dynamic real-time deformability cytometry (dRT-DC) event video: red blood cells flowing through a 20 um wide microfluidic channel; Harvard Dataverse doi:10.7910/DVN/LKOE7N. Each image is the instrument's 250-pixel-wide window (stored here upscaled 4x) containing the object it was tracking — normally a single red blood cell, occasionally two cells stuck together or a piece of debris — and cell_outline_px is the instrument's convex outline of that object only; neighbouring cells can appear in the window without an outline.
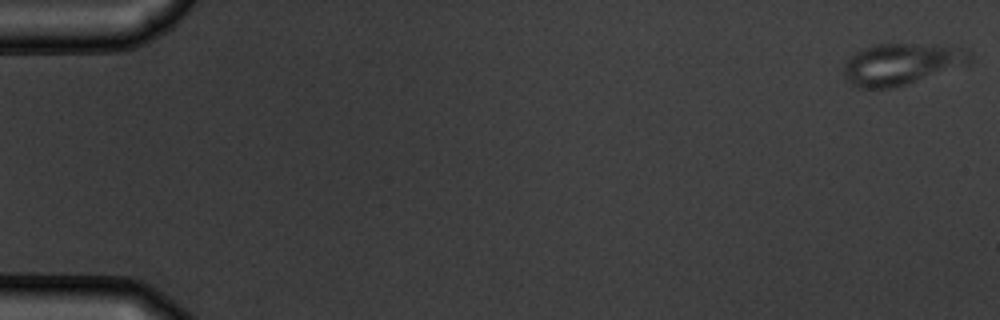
{"species": "common noctule bat (a hibernating species)", "species_latin": "Nyctalus noctula", "temperature_condition": "warm", "stored_images_in_passage": 55, "camera_frame_rate_fps": 3000, "um_per_image_px": 0.085, "animal": {"sex": "male", "body_mass_g": 19.5, "forearm_length_mm": 54.6}, "frame": {"image": 1, "passage_image": 1, "time_ms": 0.0, "image_size_px": [1000, 320], "cell_outline_px": [[972, 60], [968, 64], [892, 88], [860, 88], [844, 80], [844, 64], [856, 52], [876, 44], [932, 44], [964, 48], [972, 56]], "centroid_in_image_um": [76.62, 5.44], "position_along_channel_um": 8.4, "area_um2": 30.17}}
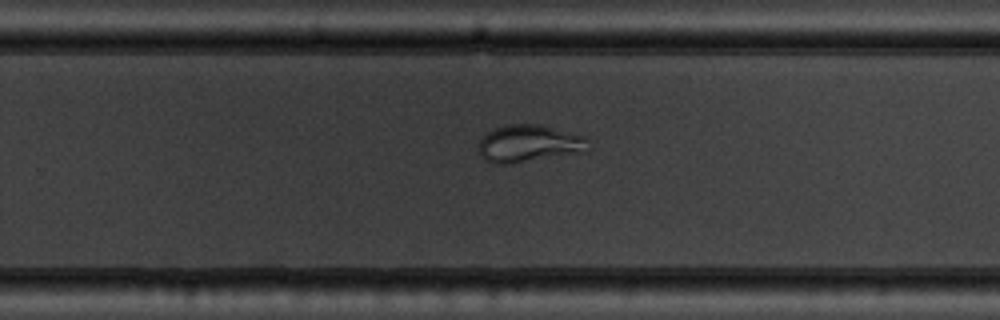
{"frame": {"image": 2, "passage_image": 36, "time_ms": 11.667, "image_size_px": [1000, 320], "cell_outline_px": [[588, 152], [512, 164], [492, 164], [484, 160], [480, 156], [480, 140], [488, 132], [496, 128], [508, 124], [540, 124], [588, 136]], "centroid_in_image_um": [45.03, 12.22], "position_along_channel_um": 284.8, "area_um2": 24.33}}
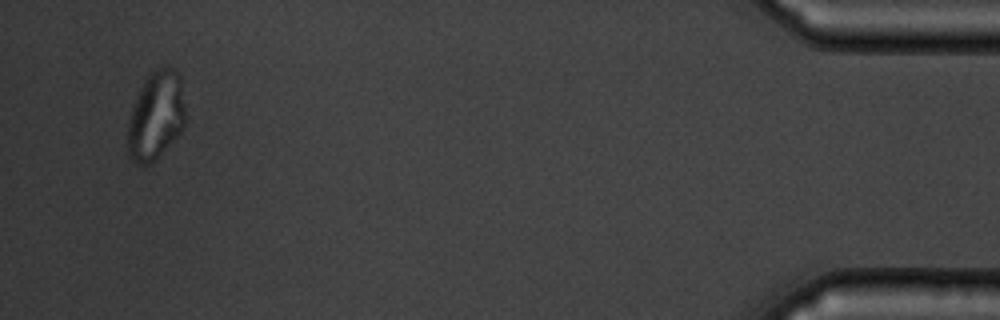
{"frame": {"image": 3, "passage_image": 53, "time_ms": 17.333, "image_size_px": [1000, 320], "cell_outline_px": [[184, 128], [152, 164], [136, 164], [132, 160], [128, 152], [128, 120], [132, 108], [140, 88], [148, 76], [156, 68], [172, 68], [180, 76], [184, 104]], "centroid_in_image_um": [13.25, 9.87], "position_along_channel_um": 422.0, "area_um2": 29.42}, "authors_computed_cell_mechanics": {"area_um2": 27.744, "velocity_mm_per_s": 3.7113, "shape_relaxation_time_tau1_ms": 5.1186, "shape_relaxation_time_tau2_ms": null, "deformation_change_tau1": 0.1532, "deformation_change_tau2": null}}